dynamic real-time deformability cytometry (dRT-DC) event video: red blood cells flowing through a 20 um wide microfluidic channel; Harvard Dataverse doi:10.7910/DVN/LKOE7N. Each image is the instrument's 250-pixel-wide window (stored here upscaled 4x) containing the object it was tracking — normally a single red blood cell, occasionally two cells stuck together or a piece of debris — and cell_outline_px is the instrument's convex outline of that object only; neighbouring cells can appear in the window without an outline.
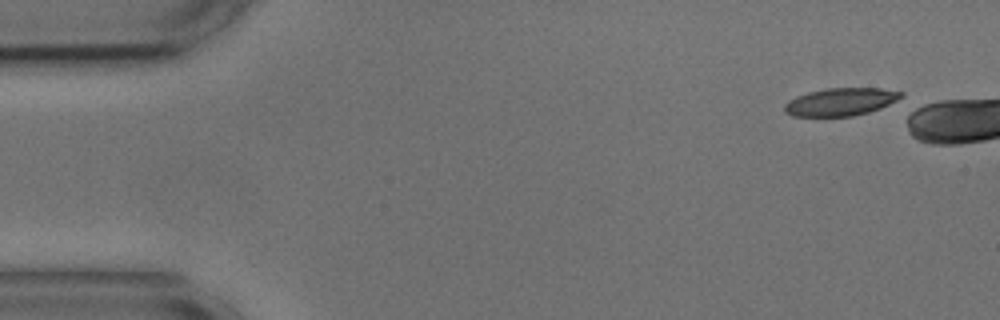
{"species": "common noctule bat (a hibernating species)", "species_latin": "Nyctalus noctula", "temperature_condition": "cold", "stored_images_in_passage": 6, "camera_frame_rate_fps": 3000, "um_per_image_px": 0.085, "animal": {"sex": "male", "body_mass_g": 17.9, "forearm_length_mm": 54.2}, "frame": {"image": 1, "passage_image": 1, "time_ms": 0.0, "image_size_px": [1000, 320], "cell_outline_px": [[904, 100], [868, 112], [852, 116], [792, 116], [784, 112], [784, 104], [788, 100], [796, 96], [808, 92], [828, 88], [880, 88], [904, 92]], "centroid_in_image_um": [71.52, 8.65], "position_along_channel_um": 13.5, "area_um2": 19.19}}